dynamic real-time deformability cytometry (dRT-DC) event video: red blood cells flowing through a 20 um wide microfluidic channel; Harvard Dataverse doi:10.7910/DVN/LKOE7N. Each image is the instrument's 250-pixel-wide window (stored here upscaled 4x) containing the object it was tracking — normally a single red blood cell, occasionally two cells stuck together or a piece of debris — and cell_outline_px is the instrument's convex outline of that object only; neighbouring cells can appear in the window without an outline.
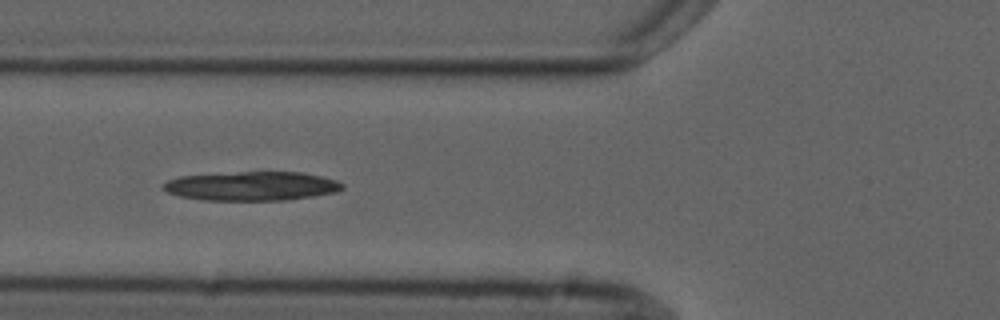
{"species": "common noctule bat (a hibernating species)", "species_latin": "Nyctalus noctula", "temperature_condition": "cold", "stored_images_in_passage": 7, "camera_frame_rate_fps": 3000, "um_per_image_px": 0.085, "animal": {"sex": "male", "forearm_length_mm": 52.5}, "frame": {"image": 1, "passage_image": 6, "time_ms": 6.667, "image_size_px": [1000, 320], "cell_outline_px": [[344, 188], [336, 192], [288, 200], [204, 200], [180, 196], [168, 192], [160, 188], [168, 180], [180, 176], [236, 172], [300, 172], [320, 176], [336, 180], [344, 184]], "centroid_in_image_um": [21.4, 15.81], "position_along_channel_um": 104.4, "area_um2": 30.23}}
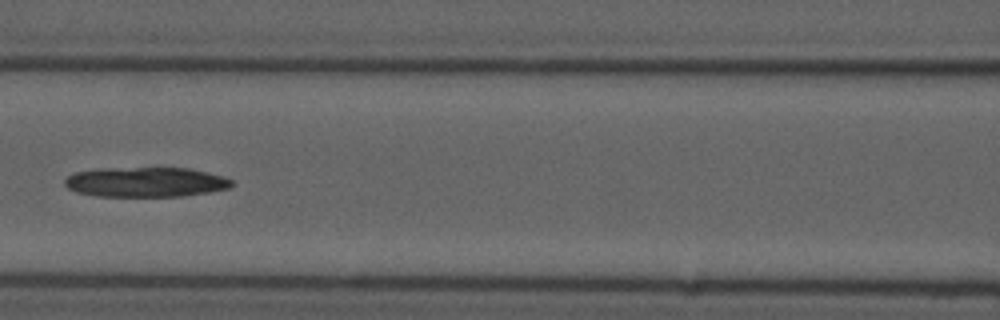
{"frame": {"image": 2, "passage_image": 7, "time_ms": 8.0, "image_size_px": [1000, 320], "cell_outline_px": [[236, 184], [228, 188], [208, 192], [180, 196], [96, 196], [76, 192], [68, 188], [64, 184], [64, 180], [72, 172], [96, 168], [192, 168], [224, 176], [232, 180]], "centroid_in_image_um": [12.37, 15.46], "position_along_channel_um": 154.2, "area_um2": 29.3}}